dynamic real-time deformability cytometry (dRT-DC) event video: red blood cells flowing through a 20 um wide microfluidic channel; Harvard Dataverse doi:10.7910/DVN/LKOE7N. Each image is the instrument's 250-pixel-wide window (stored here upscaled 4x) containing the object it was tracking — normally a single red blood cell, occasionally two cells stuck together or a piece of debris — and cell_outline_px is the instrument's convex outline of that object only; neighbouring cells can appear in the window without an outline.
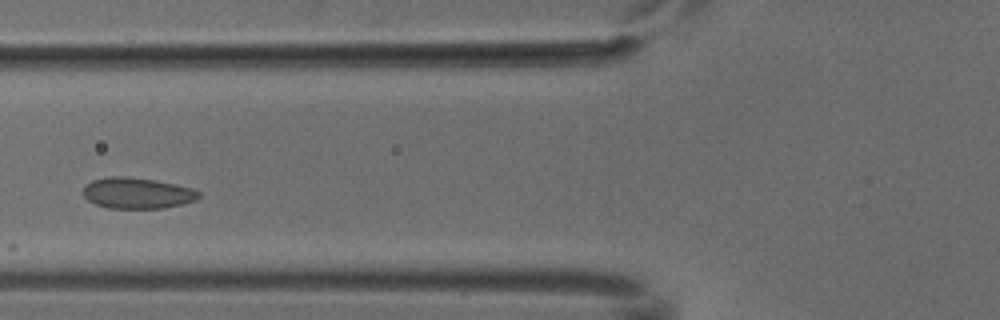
{"species": "common noctule bat (a hibernating species)", "species_latin": "Nyctalus noctula", "temperature_condition": "cold", "stored_images_in_passage": 6, "camera_frame_rate_fps": 3000, "um_per_image_px": 0.085, "animal": {"sex": "male", "body_mass_g": 18.8}, "frame": {"image": 1, "passage_image": 4, "time_ms": 1.0, "image_size_px": [1000, 320], "cell_outline_px": [[200, 196], [196, 200], [184, 204], [164, 208], [108, 208], [96, 204], [88, 200], [84, 196], [84, 188], [92, 180], [108, 176], [128, 176], [156, 180], [176, 184], [192, 188], [200, 192]], "centroid_in_image_um": [11.7, 16.41], "position_along_channel_um": 114.1, "area_um2": 20.98}}
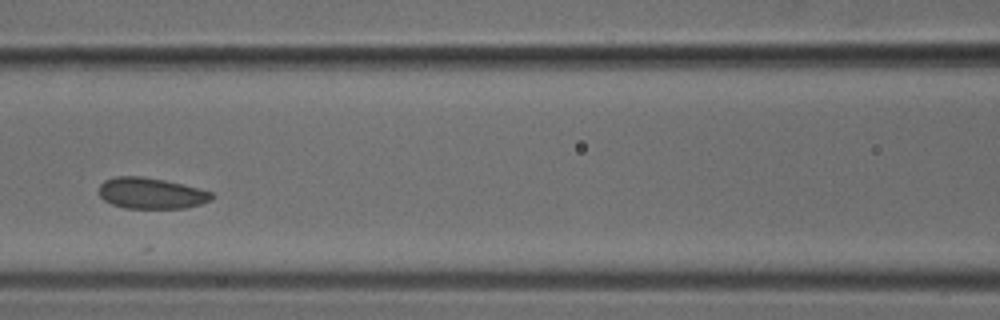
{"frame": {"image": 2, "passage_image": 5, "time_ms": 1.333, "image_size_px": [1000, 320], "cell_outline_px": [[216, 196], [212, 200], [200, 204], [184, 208], [124, 208], [112, 204], [104, 200], [100, 196], [100, 184], [104, 180], [116, 176], [144, 176], [164, 180], [200, 188], [212, 192]], "centroid_in_image_um": [12.87, 16.42], "position_along_channel_um": 153.7, "area_um2": 20.52}}